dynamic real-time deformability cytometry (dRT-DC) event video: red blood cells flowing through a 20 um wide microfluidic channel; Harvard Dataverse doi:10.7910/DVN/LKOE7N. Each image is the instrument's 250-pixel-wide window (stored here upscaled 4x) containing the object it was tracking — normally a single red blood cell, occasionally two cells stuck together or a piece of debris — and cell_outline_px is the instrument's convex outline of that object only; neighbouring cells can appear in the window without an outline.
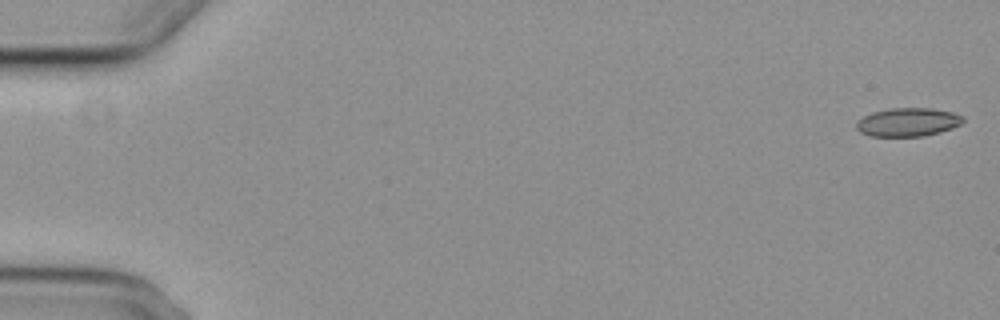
{"species": "common noctule bat (a hibernating species)", "species_latin": "Nyctalus noctula", "temperature_condition": "cold", "stored_images_in_passage": 9, "camera_frame_rate_fps": 3000, "um_per_image_px": 0.085, "animal": {"sex": "female", "body_mass_g": 29.2, "forearm_length_mm": 56.3}, "frame": {"image": 1, "passage_image": 1, "time_ms": 0.0, "image_size_px": [1000, 320], "cell_outline_px": [[964, 120], [960, 124], [952, 128], [940, 132], [924, 136], [872, 136], [860, 132], [856, 128], [856, 120], [872, 112], [892, 108], [932, 108], [952, 112], [964, 116]], "centroid_in_image_um": [77.17, 10.38], "position_along_channel_um": 7.8, "area_um2": 17.74}}
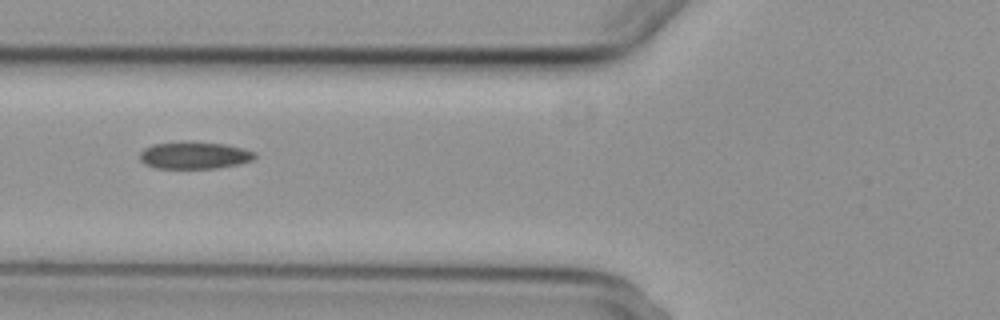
{"frame": {"image": 2, "passage_image": 6, "time_ms": 7.0, "image_size_px": [1000, 320], "cell_outline_px": [[256, 156], [252, 160], [240, 164], [216, 168], [156, 168], [144, 164], [140, 160], [140, 152], [144, 148], [152, 144], [184, 140], [188, 140], [228, 144], [244, 148], [256, 152]], "centroid_in_image_um": [16.53, 13.17], "position_along_channel_um": 109.3, "area_um2": 18.73}}
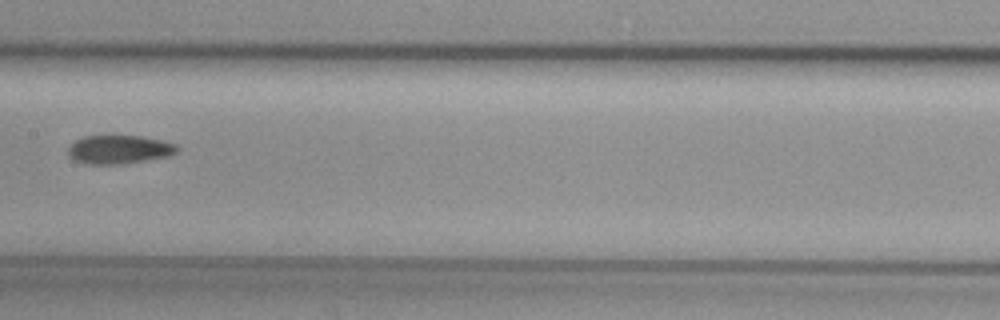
{"frame": {"image": 3, "passage_image": 8, "time_ms": 9.333, "image_size_px": [1000, 320], "cell_outline_px": [[180, 148], [176, 152], [168, 156], [124, 164], [88, 164], [72, 160], [68, 156], [68, 148], [76, 140], [84, 136], [140, 136], [160, 140], [176, 144]], "centroid_in_image_um": [10.11, 12.71], "position_along_channel_um": 197.3, "area_um2": 18.15}}